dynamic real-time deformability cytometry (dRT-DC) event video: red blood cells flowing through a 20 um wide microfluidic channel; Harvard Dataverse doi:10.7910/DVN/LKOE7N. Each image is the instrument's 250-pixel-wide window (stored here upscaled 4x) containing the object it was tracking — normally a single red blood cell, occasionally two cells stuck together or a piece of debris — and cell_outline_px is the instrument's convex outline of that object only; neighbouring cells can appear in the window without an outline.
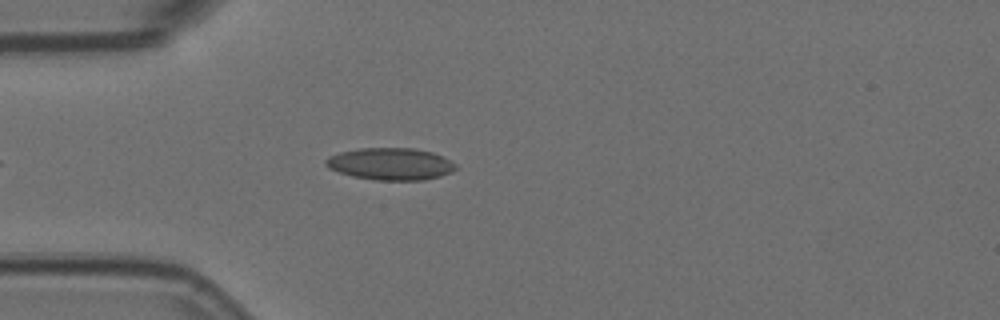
{"species": "Egyptian fruit bat (a non-hibernating species)", "species_latin": "Rousettus aegyptiacus", "temperature_condition": "room temperature", "stored_images_in_passage": 1, "camera_frame_rate_fps": 3000, "um_per_image_px": 0.085, "animal": {"sex": "female"}, "frame": {"image": 1, "passage_image": 1, "time_ms": 0.0, "image_size_px": [1000, 320], "cell_outline_px": [[456, 168], [452, 172], [440, 176], [424, 180], [376, 180], [352, 176], [328, 168], [324, 164], [324, 160], [328, 156], [340, 152], [360, 148], [416, 148], [432, 152], [456, 164]], "centroid_in_image_um": [33.17, 13.93], "position_along_channel_um": 51.8, "area_um2": 24.28}}